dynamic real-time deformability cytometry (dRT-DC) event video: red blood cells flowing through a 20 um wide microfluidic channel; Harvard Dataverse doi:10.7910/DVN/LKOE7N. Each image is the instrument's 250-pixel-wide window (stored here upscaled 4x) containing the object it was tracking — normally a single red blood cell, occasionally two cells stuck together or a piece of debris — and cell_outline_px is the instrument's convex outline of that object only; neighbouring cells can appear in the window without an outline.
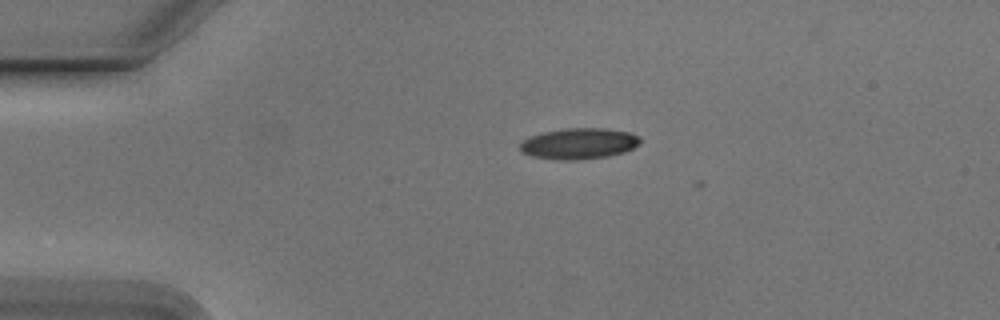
{"species": "Egyptian fruit bat (a non-hibernating species)", "species_latin": "Rousettus aegyptiacus", "temperature_condition": "cold", "stored_images_in_passage": 5, "camera_frame_rate_fps": 3000, "um_per_image_px": 0.085, "animal": {"sex": "male"}, "frame": {"image": 1, "passage_image": 2, "time_ms": 0.333, "image_size_px": [1000, 320], "cell_outline_px": [[640, 144], [624, 152], [608, 156], [580, 160], [556, 160], [532, 156], [520, 152], [520, 144], [528, 136], [544, 132], [564, 128], [604, 128], [632, 132], [640, 136]], "centroid_in_image_um": [49.21, 12.2], "position_along_channel_um": 35.8, "area_um2": 21.96}}